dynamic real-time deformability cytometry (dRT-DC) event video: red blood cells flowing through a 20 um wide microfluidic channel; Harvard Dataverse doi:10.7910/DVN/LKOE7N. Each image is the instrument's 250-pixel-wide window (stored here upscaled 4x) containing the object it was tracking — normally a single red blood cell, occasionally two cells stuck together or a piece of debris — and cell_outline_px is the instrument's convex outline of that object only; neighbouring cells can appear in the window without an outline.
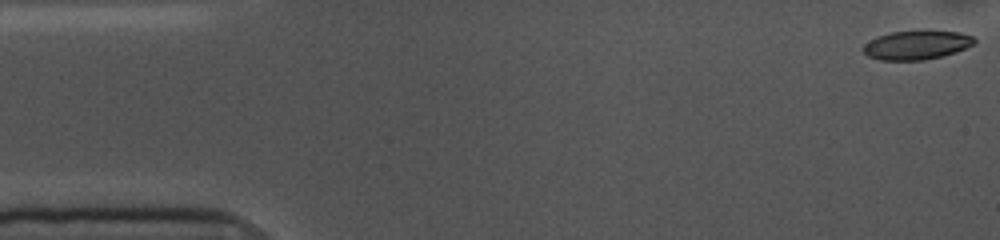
{"species": "common noctule bat (a hibernating species)", "species_latin": "Nyctalus noctula", "temperature_condition": "cold", "stored_images_in_passage": 55, "camera_frame_rate_fps": 3000, "um_per_image_px": 0.085, "animal": {"sex": "female", "body_mass_g": 10.0, "forearm_length_mm": 53.1}, "frame": {"image": 1, "passage_image": 1, "time_ms": 0.0, "image_size_px": [1000, 240], "cell_outline_px": [[976, 40], [972, 44], [956, 52], [924, 60], [880, 60], [868, 56], [864, 52], [864, 44], [876, 36], [892, 32], [920, 28], [928, 28], [960, 32], [972, 36]], "centroid_in_image_um": [77.92, 3.77], "position_along_channel_um": 7.1, "area_um2": 19.31}}
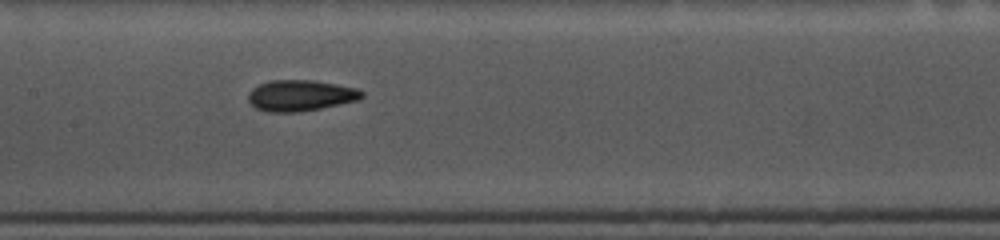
{"frame": {"image": 2, "passage_image": 25, "time_ms": 8.0, "image_size_px": [1000, 240], "cell_outline_px": [[364, 96], [356, 100], [320, 108], [296, 112], [268, 112], [256, 108], [248, 100], [248, 92], [252, 88], [260, 84], [272, 80], [312, 80], [360, 88], [364, 92]], "centroid_in_image_um": [25.54, 8.11], "position_along_channel_um": 181.9, "area_um2": 20.46}}
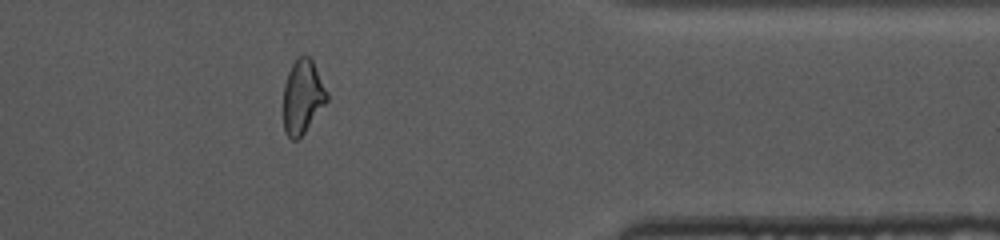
{"frame": {"image": 3, "passage_image": 44, "time_ms": 14.333, "image_size_px": [1000, 240], "cell_outline_px": [[328, 100], [300, 140], [292, 140], [284, 132], [284, 84], [288, 72], [292, 64], [300, 56], [308, 56], [312, 60], [328, 92]], "centroid_in_image_um": [25.72, 8.27], "position_along_channel_um": 385.7, "area_um2": 18.84}, "authors_computed_cell_mechanics": {"area_um2": 19.8832, "velocity_mm_per_s": 3.574, "shape_relaxation_time_tau1_ms": 5.3889, "shape_relaxation_time_tau2_ms": 2.5242, "deformation_change_tau1": 0.1272, "deformation_change_tau2": 0.0858}}